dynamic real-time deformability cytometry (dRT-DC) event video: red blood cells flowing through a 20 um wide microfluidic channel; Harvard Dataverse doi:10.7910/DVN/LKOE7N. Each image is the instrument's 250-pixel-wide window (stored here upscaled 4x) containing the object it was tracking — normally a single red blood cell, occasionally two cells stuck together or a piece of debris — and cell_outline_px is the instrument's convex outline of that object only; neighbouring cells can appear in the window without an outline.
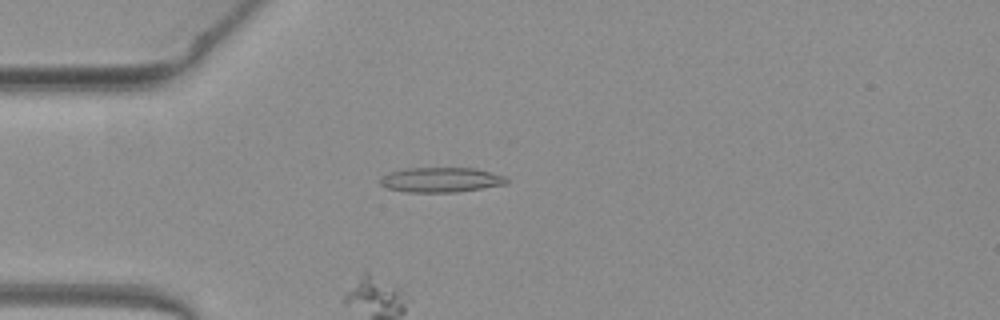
{"species": "common noctule bat (a hibernating species)", "species_latin": "Nyctalus noctula", "temperature_condition": "warm", "stored_images_in_passage": 48, "camera_frame_rate_fps": 3000, "um_per_image_px": 0.085, "animal": {"sex": "female", "body_mass_g": 19.3, "forearm_length_mm": 54.1}, "frame": {"image": 1, "passage_image": 11, "time_ms": 3.333, "image_size_px": [1000, 320], "cell_outline_px": [[508, 184], [456, 192], [408, 192], [388, 188], [380, 184], [380, 180], [388, 172], [404, 168], [476, 168], [508, 176]], "centroid_in_image_um": [37.54, 15.27], "position_along_channel_um": 47.5, "area_um2": 18.44}}
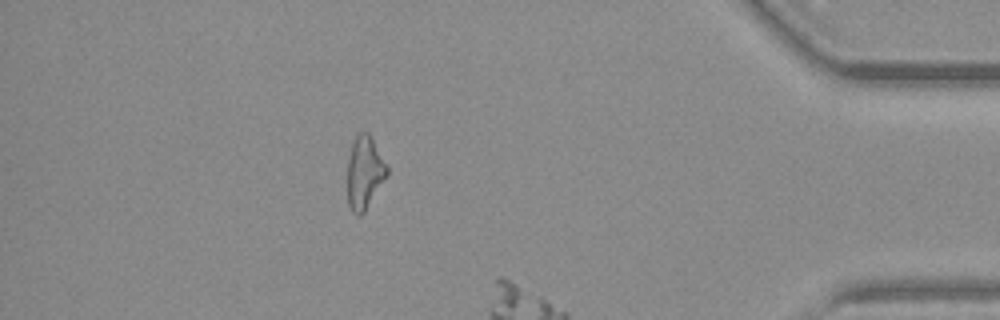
{"frame": {"image": 2, "passage_image": 42, "time_ms": 13.667, "image_size_px": [1000, 320], "cell_outline_px": [[388, 176], [364, 212], [360, 216], [356, 216], [352, 212], [348, 204], [348, 160], [352, 144], [356, 132], [368, 132], [388, 168]], "centroid_in_image_um": [30.98, 14.69], "position_along_channel_um": 404.2, "area_um2": 16.76}}